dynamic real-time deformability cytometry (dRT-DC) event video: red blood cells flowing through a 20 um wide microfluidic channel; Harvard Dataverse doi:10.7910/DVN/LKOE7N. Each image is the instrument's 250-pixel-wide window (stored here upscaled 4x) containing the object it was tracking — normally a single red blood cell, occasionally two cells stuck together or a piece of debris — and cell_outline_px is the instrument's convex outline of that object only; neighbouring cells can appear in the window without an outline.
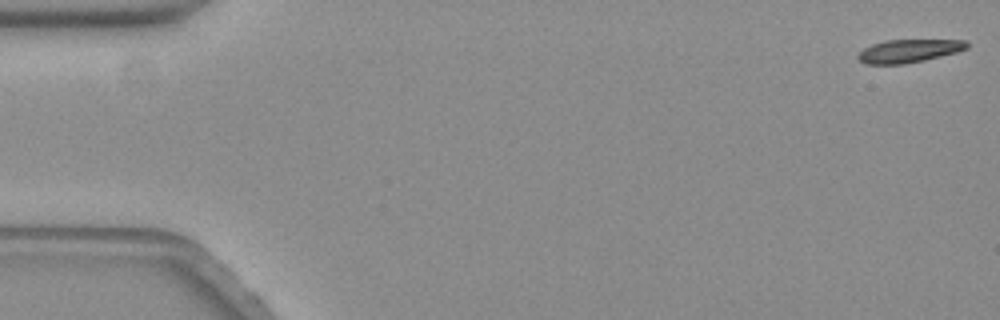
{"species": "common noctule bat (a hibernating species)", "species_latin": "Nyctalus noctula", "temperature_condition": "warm", "stored_images_in_passage": 18, "camera_frame_rate_fps": 3000, "um_per_image_px": 0.085, "animal": {"sex": "female", "body_mass_g": 19.3, "forearm_length_mm": 54.1}, "frame": {"image": 1, "passage_image": 1, "time_ms": 0.0, "image_size_px": [1000, 320], "cell_outline_px": [[968, 48], [956, 52], [924, 60], [904, 64], [864, 64], [856, 56], [864, 48], [872, 44], [884, 40], [968, 40]], "centroid_in_image_um": [77.24, 4.32], "position_along_channel_um": 7.8, "area_um2": 14.62}}
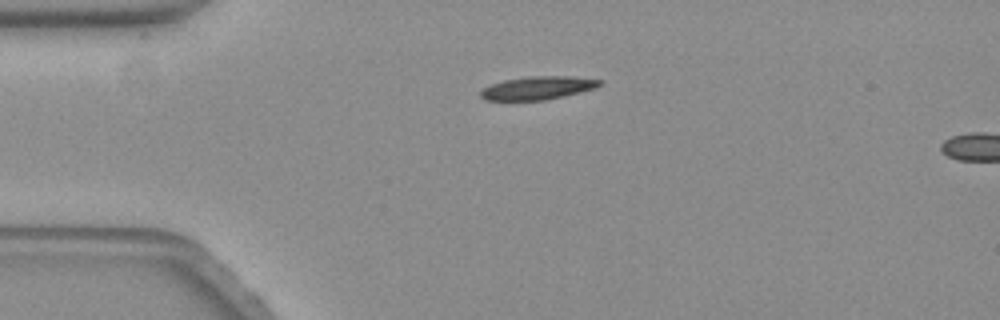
{"frame": {"image": 2, "passage_image": 14, "time_ms": 4.333, "image_size_px": [1000, 320], "cell_outline_px": [[604, 84], [596, 88], [544, 100], [484, 100], [480, 96], [480, 92], [484, 88], [492, 84], [504, 80], [528, 76], [568, 76], [604, 80]], "centroid_in_image_um": [45.74, 7.47], "position_along_channel_um": 39.3, "area_um2": 16.01}}